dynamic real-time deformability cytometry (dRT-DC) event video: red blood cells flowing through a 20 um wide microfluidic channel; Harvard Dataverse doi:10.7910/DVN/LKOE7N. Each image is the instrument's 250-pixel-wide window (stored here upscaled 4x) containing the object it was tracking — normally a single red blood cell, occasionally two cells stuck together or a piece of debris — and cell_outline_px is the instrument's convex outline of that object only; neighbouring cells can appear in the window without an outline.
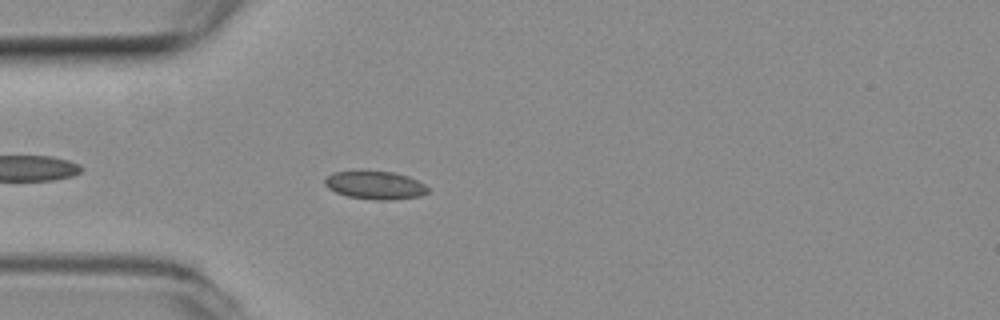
{"species": "common noctule bat (a hibernating species)", "species_latin": "Nyctalus noctula", "temperature_condition": "room temperature", "stored_images_in_passage": 44, "camera_frame_rate_fps": 3000, "um_per_image_px": 0.085, "animal": {"sex": "female", "body_mass_g": 19.3, "forearm_length_mm": 54.1}, "frame": {"image": 1, "passage_image": 5, "time_ms": 1.333, "image_size_px": [1000, 320], "cell_outline_px": [[428, 192], [420, 196], [392, 200], [376, 200], [348, 196], [336, 192], [328, 188], [324, 184], [324, 176], [332, 172], [360, 168], [392, 172], [408, 176], [424, 184], [428, 188]], "centroid_in_image_um": [31.81, 15.69], "position_along_channel_um": 53.2, "area_um2": 17.57}}
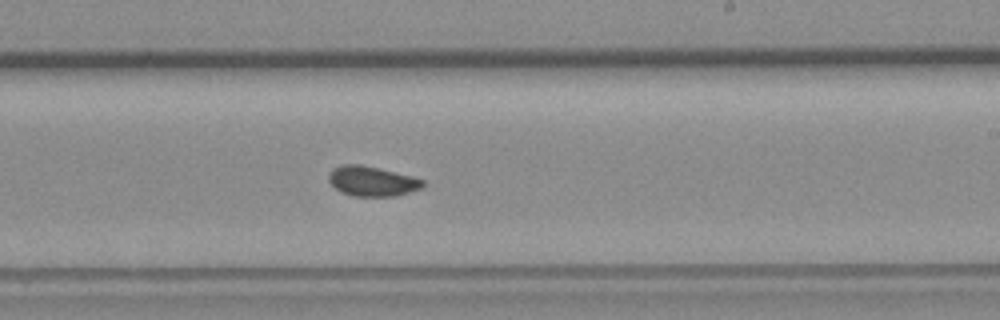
{"frame": {"image": 2, "passage_image": 22, "time_ms": 7.0, "image_size_px": [1000, 320], "cell_outline_px": [[428, 184], [424, 188], [396, 196], [352, 196], [340, 192], [328, 180], [328, 176], [336, 168], [344, 164], [360, 164], [412, 176], [424, 180]], "centroid_in_image_um": [31.7, 15.42], "position_along_channel_um": 257.3, "area_um2": 16.42}}
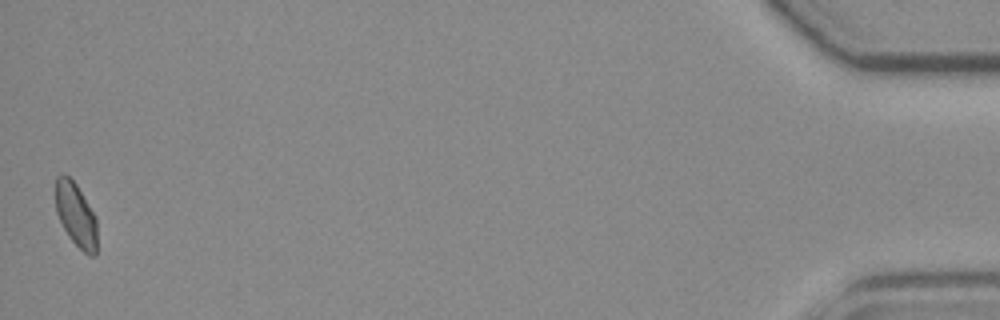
{"frame": {"image": 3, "passage_image": 44, "time_ms": 14.333, "image_size_px": [1000, 320], "cell_outline_px": [[96, 256], [88, 256], [68, 236], [56, 212], [56, 176], [60, 172], [64, 172], [76, 184], [96, 216]], "centroid_in_image_um": [6.45, 18.23], "position_along_channel_um": 428.8, "area_um2": 15.43}, "authors_computed_cell_mechanics": {"area_um2": 16.1551, "velocity_mm_per_s": 3.7321, "shape_relaxation_time_tau1_ms": 3.6828, "shape_relaxation_time_tau2_ms": 1.0001, "deformation_change_tau1": 0.0843, "deformation_change_tau2": 0.0572}}